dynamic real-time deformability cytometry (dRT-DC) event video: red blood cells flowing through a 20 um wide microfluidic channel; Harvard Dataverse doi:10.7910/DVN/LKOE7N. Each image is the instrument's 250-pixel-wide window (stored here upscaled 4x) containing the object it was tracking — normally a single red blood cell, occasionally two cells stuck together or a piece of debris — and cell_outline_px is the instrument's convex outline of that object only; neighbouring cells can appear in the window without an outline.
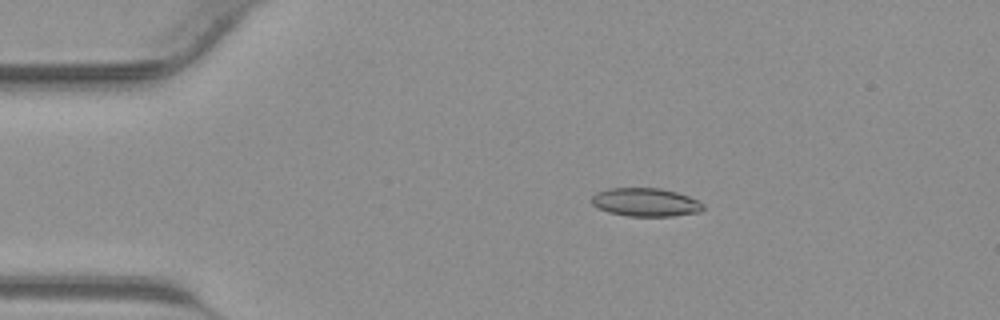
{"species": "common noctule bat (a hibernating species)", "species_latin": "Nyctalus noctula", "temperature_condition": "warm", "stored_images_in_passage": 42, "camera_frame_rate_fps": 3000, "um_per_image_px": 0.085, "animal": {"sex": "male", "body_mass_g": 23.1, "forearm_length_mm": 52.7}, "frame": {"image": 1, "passage_image": 8, "time_ms": 2.333, "image_size_px": [1000, 320], "cell_outline_px": [[704, 208], [700, 212], [672, 216], [628, 216], [608, 212], [596, 208], [592, 204], [592, 196], [596, 192], [608, 188], [660, 188], [676, 192], [688, 196], [704, 204]], "centroid_in_image_um": [54.85, 17.19], "position_along_channel_um": 30.2, "area_um2": 18.5}}
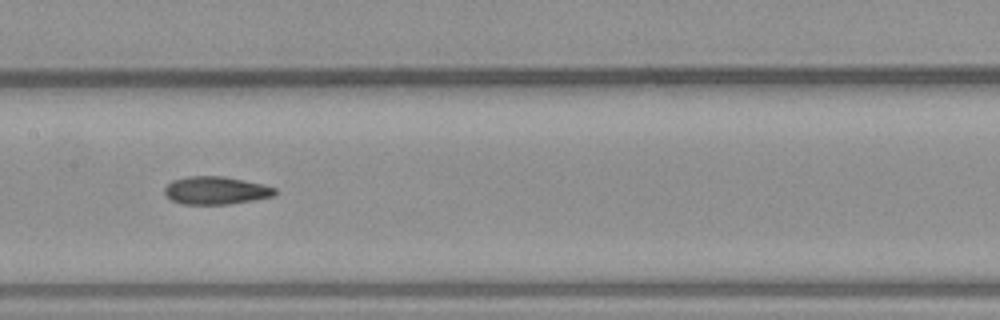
{"frame": {"image": 2, "passage_image": 21, "time_ms": 6.667, "image_size_px": [1000, 320], "cell_outline_px": [[276, 192], [272, 196], [252, 200], [228, 204], [184, 204], [172, 200], [164, 196], [164, 188], [172, 180], [188, 176], [224, 176], [264, 184], [276, 188]], "centroid_in_image_um": [18.32, 16.18], "position_along_channel_um": 189.1, "area_um2": 17.92}}
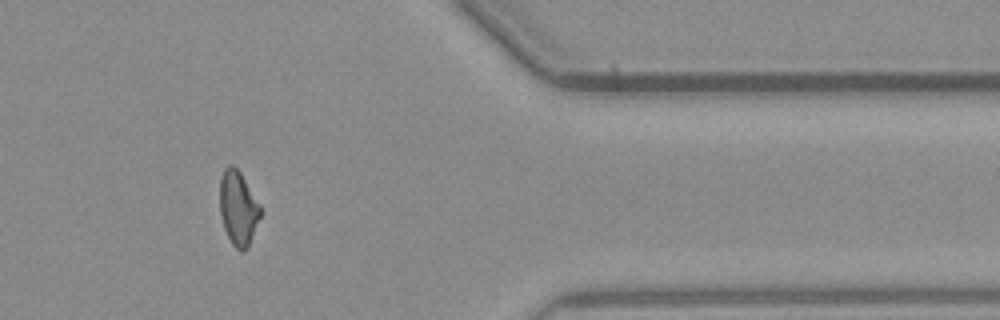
{"frame": {"image": 3, "passage_image": 35, "time_ms": 11.333, "image_size_px": [1000, 320], "cell_outline_px": [[260, 216], [248, 248], [240, 252], [232, 244], [224, 228], [220, 212], [220, 180], [224, 168], [228, 164], [232, 164], [240, 172], [260, 204]], "centroid_in_image_um": [20.24, 17.68], "position_along_channel_um": 391.2, "area_um2": 17.46}}